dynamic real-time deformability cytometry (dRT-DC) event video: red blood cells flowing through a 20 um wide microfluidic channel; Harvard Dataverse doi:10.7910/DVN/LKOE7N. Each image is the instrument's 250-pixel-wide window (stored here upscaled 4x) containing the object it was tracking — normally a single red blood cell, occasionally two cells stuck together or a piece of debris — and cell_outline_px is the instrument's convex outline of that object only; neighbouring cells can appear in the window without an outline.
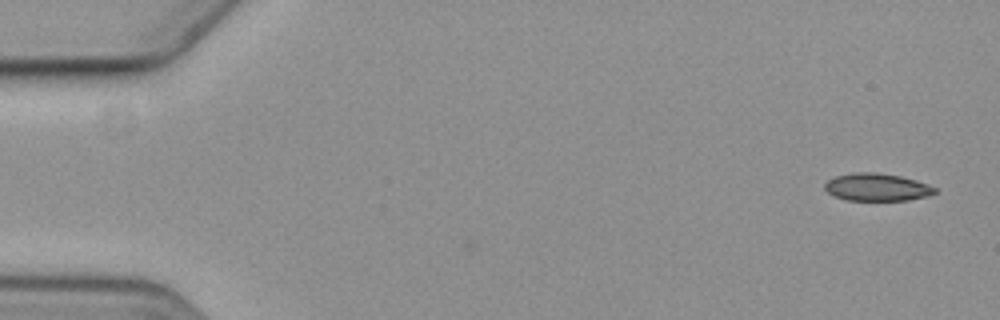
{"species": "common noctule bat (a hibernating species)", "species_latin": "Nyctalus noctula", "temperature_condition": "cold", "stored_images_in_passage": 11, "camera_frame_rate_fps": 3000, "um_per_image_px": 0.085, "animal": {"sex": "female", "body_mass_g": 19.3, "forearm_length_mm": 54.1}, "frame": {"image": 1, "passage_image": 1, "time_ms": 0.0, "image_size_px": [1000, 320], "cell_outline_px": [[936, 192], [924, 196], [908, 200], [848, 200], [836, 196], [828, 192], [824, 188], [824, 184], [828, 180], [836, 176], [856, 172], [876, 172], [900, 176], [916, 180], [936, 188]], "centroid_in_image_um": [74.51, 15.9], "position_along_channel_um": 10.5, "area_um2": 17.4}}